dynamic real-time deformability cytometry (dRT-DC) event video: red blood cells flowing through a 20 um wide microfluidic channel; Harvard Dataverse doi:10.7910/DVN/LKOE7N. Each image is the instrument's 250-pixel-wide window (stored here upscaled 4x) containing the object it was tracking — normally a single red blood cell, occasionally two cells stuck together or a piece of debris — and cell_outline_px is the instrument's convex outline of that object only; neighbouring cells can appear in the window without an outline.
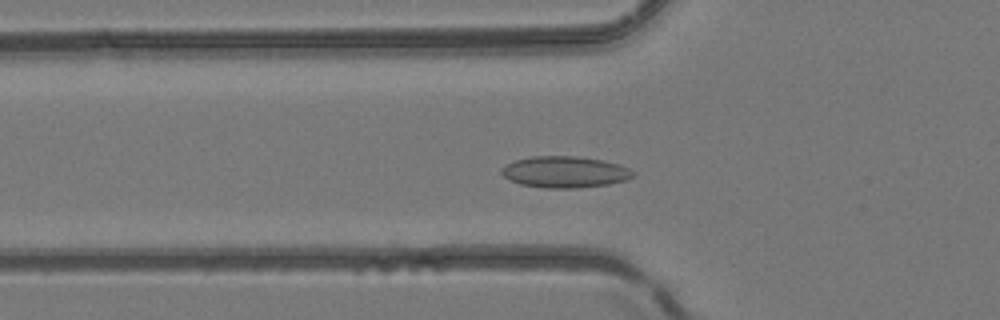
{"species": "common noctule bat (a hibernating species)", "species_latin": "Nyctalus noctula", "temperature_condition": "room temperature", "stored_images_in_passage": 41, "camera_frame_rate_fps": 3000, "um_per_image_px": 0.085, "animal": {"sex": "female", "body_mass_g": 24.6, "forearm_length_mm": 56.2}, "frame": {"image": 1, "passage_image": 8, "time_ms": 2.333, "image_size_px": [1000, 320], "cell_outline_px": [[636, 176], [628, 180], [608, 184], [576, 188], [544, 188], [520, 184], [508, 180], [500, 172], [508, 164], [516, 160], [532, 156], [576, 156], [600, 160], [620, 164], [636, 172]], "centroid_in_image_um": [48.06, 14.63], "position_along_channel_um": 77.7, "area_um2": 24.1}}
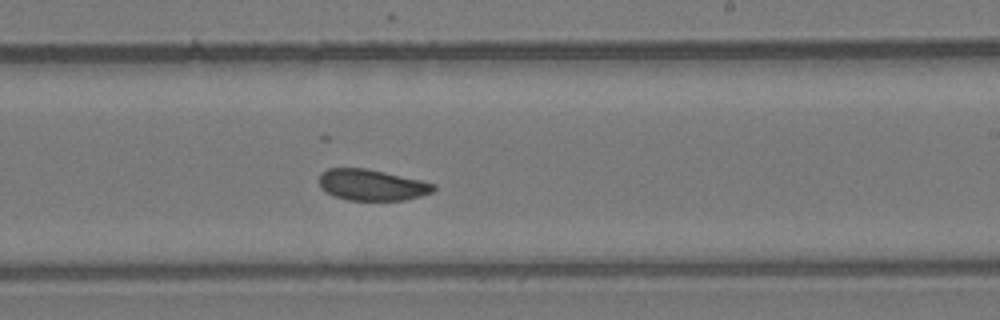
{"frame": {"image": 2, "passage_image": 21, "time_ms": 6.667, "image_size_px": [1000, 320], "cell_outline_px": [[436, 188], [432, 192], [420, 196], [404, 200], [348, 200], [332, 196], [320, 188], [320, 172], [328, 168], [364, 168], [384, 172], [420, 180], [436, 184]], "centroid_in_image_um": [31.58, 15.72], "position_along_channel_um": 257.4, "area_um2": 20.75}}
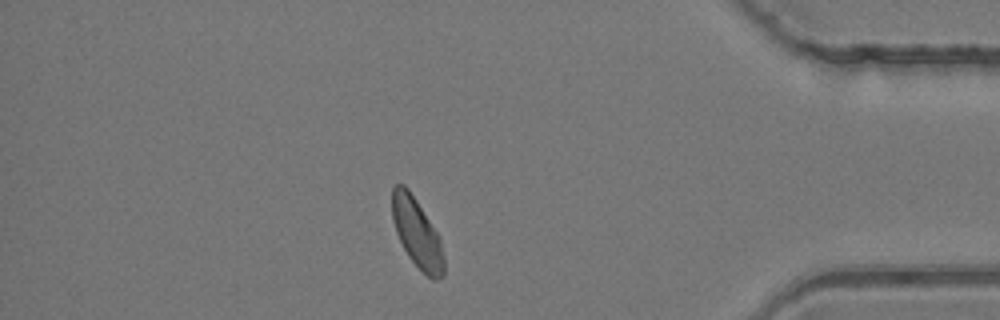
{"frame": {"image": 3, "passage_image": 34, "time_ms": 11.0, "image_size_px": [1000, 320], "cell_outline_px": [[444, 276], [436, 280], [432, 280], [408, 256], [396, 232], [392, 220], [392, 188], [396, 184], [404, 184], [408, 188], [440, 236], [444, 260]], "centroid_in_image_um": [35.45, 19.8], "position_along_channel_um": 399.8, "area_um2": 20.75}, "authors_computed_cell_mechanics": {"area_um2": 21.4438, "velocity_mm_per_s": 4.1266, "shape_relaxation_time_tau1_ms": null, "shape_relaxation_time_tau2_ms": 3.1623, "deformation_change_tau1": null, "deformation_change_tau2": 0.0656}}